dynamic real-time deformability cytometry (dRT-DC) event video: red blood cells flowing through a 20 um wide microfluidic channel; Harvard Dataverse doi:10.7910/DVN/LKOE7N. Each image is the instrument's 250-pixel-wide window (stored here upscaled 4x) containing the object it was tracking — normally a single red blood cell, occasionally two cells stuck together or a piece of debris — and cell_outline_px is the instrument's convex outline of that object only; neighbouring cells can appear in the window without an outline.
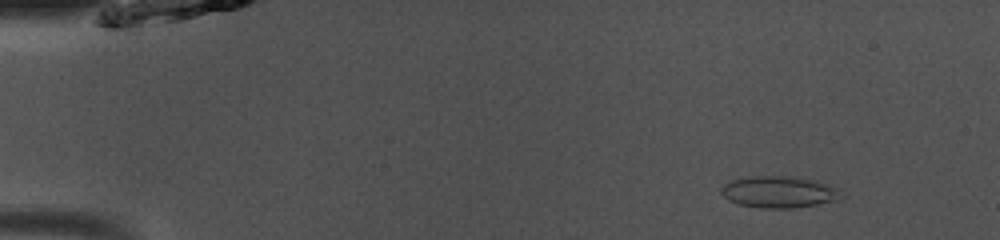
{"species": "common noctule bat (a hibernating species)", "species_latin": "Nyctalus noctula", "temperature_condition": "room temperature", "stored_images_in_passage": 49, "camera_frame_rate_fps": 3000, "um_per_image_px": 0.085, "animal": {"sex": "male", "body_mass_g": 13.0, "forearm_length_mm": 53.1}, "frame": {"image": 1, "passage_image": 6, "time_ms": 1.667, "image_size_px": [1000, 240], "cell_outline_px": [[844, 196], [840, 200], [792, 208], [760, 208], [736, 204], [728, 200], [720, 192], [720, 188], [728, 180], [748, 176], [788, 176], [816, 180], [840, 188], [844, 192]], "centroid_in_image_um": [66.23, 16.31], "position_along_channel_um": 18.8, "area_um2": 22.66}}
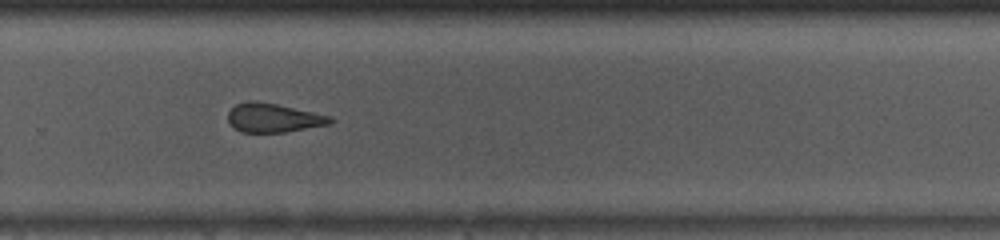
{"frame": {"image": 2, "passage_image": 34, "time_ms": 11.0, "image_size_px": [1000, 240], "cell_outline_px": [[336, 120], [332, 124], [284, 132], [240, 132], [232, 128], [228, 120], [228, 112], [236, 104], [248, 100], [256, 100], [276, 104], [332, 116]], "centroid_in_image_um": [23.24, 10.01], "position_along_channel_um": 306.6, "area_um2": 17.46}}
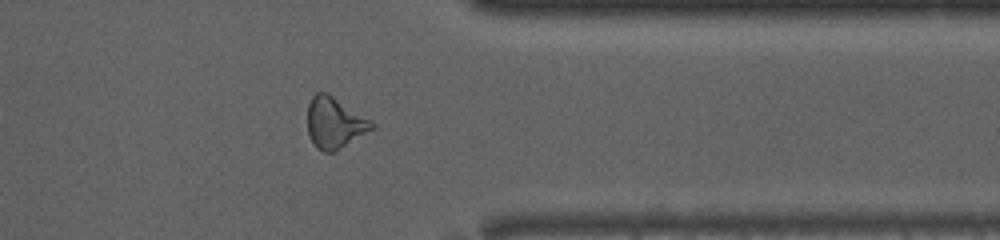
{"frame": {"image": 3, "passage_image": 40, "time_ms": 13.0, "image_size_px": [1000, 240], "cell_outline_px": [[376, 128], [336, 152], [324, 152], [316, 148], [308, 136], [308, 104], [312, 96], [316, 92], [328, 92], [372, 120], [376, 124]], "centroid_in_image_um": [28.47, 10.45], "position_along_channel_um": 382.9, "area_um2": 19.71}, "authors_computed_cell_mechanics": {"area_um2": 19.5364, "velocity_mm_per_s": 4.0746, "shape_relaxation_time_tau1_ms": null, "shape_relaxation_time_tau2_ms": 1.8463, "deformation_change_tau1": null, "deformation_change_tau2": 0.1138}}